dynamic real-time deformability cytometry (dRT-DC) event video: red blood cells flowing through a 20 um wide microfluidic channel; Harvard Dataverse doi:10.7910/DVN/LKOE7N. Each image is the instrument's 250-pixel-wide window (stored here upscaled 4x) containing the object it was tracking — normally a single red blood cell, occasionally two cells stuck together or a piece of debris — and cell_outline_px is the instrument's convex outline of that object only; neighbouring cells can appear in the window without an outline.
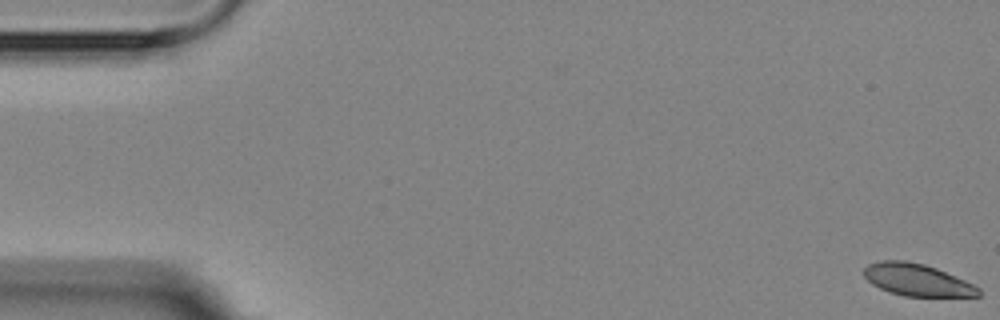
{"species": "Egyptian fruit bat (a non-hibernating species)", "species_latin": "Rousettus aegyptiacus", "temperature_condition": "room temperature", "stored_images_in_passage": 6, "camera_frame_rate_fps": 3000, "um_per_image_px": 0.085, "animal": {"sex": "female"}, "frame": {"image": 1, "passage_image": 1, "time_ms": 0.0, "image_size_px": [1000, 320], "cell_outline_px": [[980, 296], [904, 296], [888, 292], [872, 284], [864, 276], [864, 268], [868, 264], [880, 260], [904, 260], [924, 264], [936, 268], [964, 280], [980, 288]], "centroid_in_image_um": [77.92, 23.78], "position_along_channel_um": 7.1, "area_um2": 21.33}}